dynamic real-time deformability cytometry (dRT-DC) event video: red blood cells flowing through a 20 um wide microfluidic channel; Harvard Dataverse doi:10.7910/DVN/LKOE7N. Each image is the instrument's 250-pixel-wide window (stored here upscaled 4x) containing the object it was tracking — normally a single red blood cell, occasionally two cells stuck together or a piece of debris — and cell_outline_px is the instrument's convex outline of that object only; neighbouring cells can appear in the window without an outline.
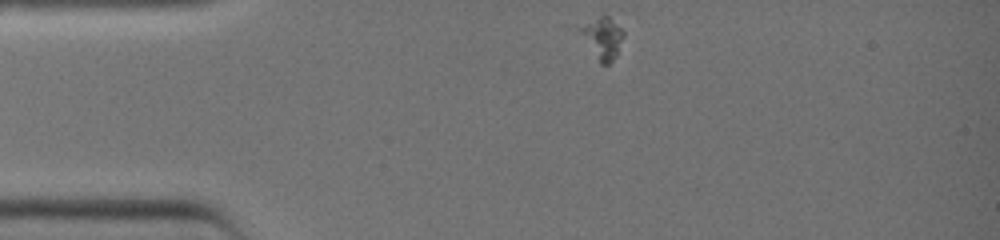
{"species": "common noctule bat (a hibernating species)", "species_latin": "Nyctalus noctula", "temperature_condition": "warm", "stored_images_in_passage": 32, "camera_frame_rate_fps": 3000, "um_per_image_px": 0.085, "animal": {"sex": "female", "body_mass_g": 19.0, "forearm_length_mm": 51.5}, "frame": {"image": 1, "passage_image": 1, "time_ms": 0.0, "image_size_px": [1000, 240], "cell_outline_px": [[624, 36], [616, 56], [608, 64], [600, 64], [572, 28], [604, 12], [624, 32]], "centroid_in_image_um": [51.08, 3.18], "position_along_channel_um": 33.9, "area_um2": 11.33}}
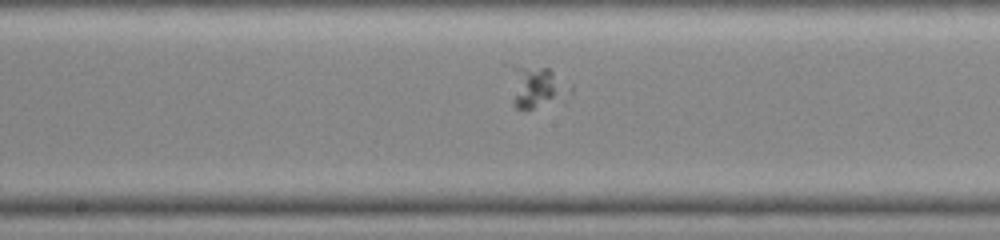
{"frame": {"image": 2, "passage_image": 14, "time_ms": 4.333, "image_size_px": [1000, 240], "cell_outline_px": [[560, 92], [532, 108], [516, 108], [512, 104], [512, 100], [516, 68], [548, 68], [552, 72], [560, 88]], "centroid_in_image_um": [45.35, 7.4], "position_along_channel_um": 202.9, "area_um2": 10.98}}
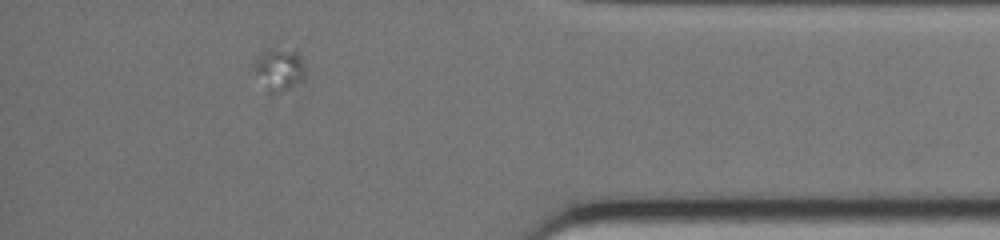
{"frame": {"image": 3, "passage_image": 28, "time_ms": 9.0, "image_size_px": [1000, 240], "cell_outline_px": [[304, 76], [300, 80], [288, 88], [280, 92], [268, 92], [252, 68], [260, 52], [272, 48], [296, 48], [304, 64]], "centroid_in_image_um": [23.72, 5.83], "position_along_channel_um": 411.5, "area_um2": 12.6}}